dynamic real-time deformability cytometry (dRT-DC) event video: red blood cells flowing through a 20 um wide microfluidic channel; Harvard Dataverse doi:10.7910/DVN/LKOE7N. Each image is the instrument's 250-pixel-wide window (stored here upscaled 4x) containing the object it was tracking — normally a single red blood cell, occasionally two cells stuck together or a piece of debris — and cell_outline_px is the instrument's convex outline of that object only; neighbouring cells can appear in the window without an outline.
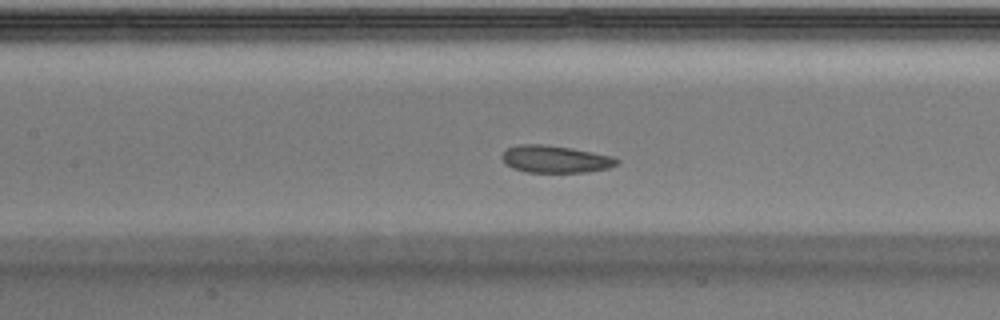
{"species": "Egyptian fruit bat (a non-hibernating species)", "species_latin": "Rousettus aegyptiacus", "temperature_condition": "warm", "stored_images_in_passage": 39, "camera_frame_rate_fps": 3000, "um_per_image_px": 0.085, "animal": {"sex": "male"}, "frame": {"image": 1, "passage_image": 17, "time_ms": 5.333, "image_size_px": [1000, 320], "cell_outline_px": [[620, 160], [616, 164], [608, 168], [588, 172], [528, 172], [512, 168], [504, 164], [500, 156], [508, 148], [520, 144], [540, 144], [568, 148], [592, 152], [612, 156]], "centroid_in_image_um": [47.16, 13.53], "position_along_channel_um": 160.2, "area_um2": 18.09}}